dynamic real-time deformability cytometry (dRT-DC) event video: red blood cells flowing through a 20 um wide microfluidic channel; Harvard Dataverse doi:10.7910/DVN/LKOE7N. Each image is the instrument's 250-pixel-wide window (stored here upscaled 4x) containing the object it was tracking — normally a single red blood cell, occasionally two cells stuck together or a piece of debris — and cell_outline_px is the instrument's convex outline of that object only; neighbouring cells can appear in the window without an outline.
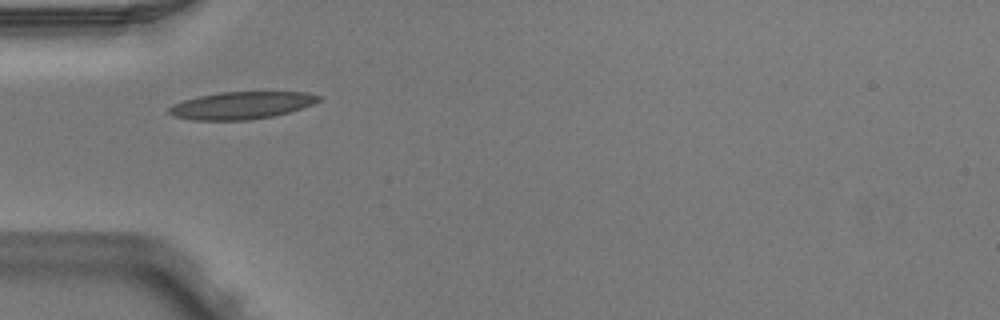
{"species": "Egyptian fruit bat (a non-hibernating species)", "species_latin": "Rousettus aegyptiacus", "temperature_condition": "warm", "stored_images_in_passage": 3, "camera_frame_rate_fps": 3000, "um_per_image_px": 0.085, "animal": {"sex": "male"}, "frame": {"image": 1, "passage_image": 1, "time_ms": 0.0, "image_size_px": [1000, 320], "cell_outline_px": [[320, 100], [312, 104], [276, 116], [252, 120], [192, 120], [176, 116], [168, 112], [168, 108], [184, 100], [200, 96], [220, 92], [308, 92], [320, 96]], "centroid_in_image_um": [20.55, 8.96], "position_along_channel_um": 64.4, "area_um2": 23.64}}
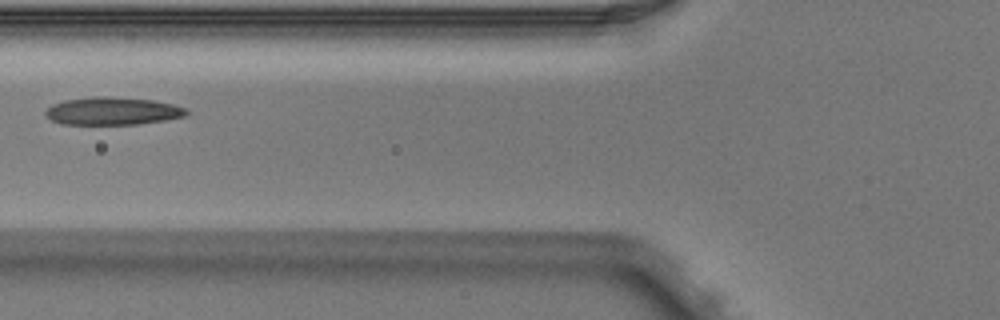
{"frame": {"image": 2, "passage_image": 2, "time_ms": 0.333, "image_size_px": [1000, 320], "cell_outline_px": [[188, 112], [184, 116], [164, 120], [140, 124], [60, 124], [44, 116], [44, 112], [52, 104], [64, 100], [96, 96], [104, 96], [152, 100], [172, 104], [188, 108]], "centroid_in_image_um": [9.54, 9.44], "position_along_channel_um": 116.3, "area_um2": 22.77}}
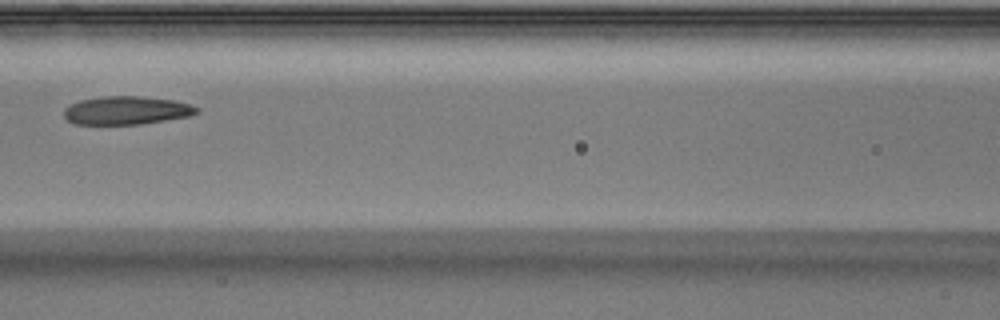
{"frame": {"image": 3, "passage_image": 3, "time_ms": 0.667, "image_size_px": [1000, 320], "cell_outline_px": [[200, 112], [188, 116], [140, 124], [76, 124], [68, 120], [64, 116], [64, 108], [80, 100], [104, 96], [140, 96], [172, 100], [192, 104], [200, 108]], "centroid_in_image_um": [10.78, 9.38], "position_along_channel_um": 155.8, "area_um2": 21.79}}